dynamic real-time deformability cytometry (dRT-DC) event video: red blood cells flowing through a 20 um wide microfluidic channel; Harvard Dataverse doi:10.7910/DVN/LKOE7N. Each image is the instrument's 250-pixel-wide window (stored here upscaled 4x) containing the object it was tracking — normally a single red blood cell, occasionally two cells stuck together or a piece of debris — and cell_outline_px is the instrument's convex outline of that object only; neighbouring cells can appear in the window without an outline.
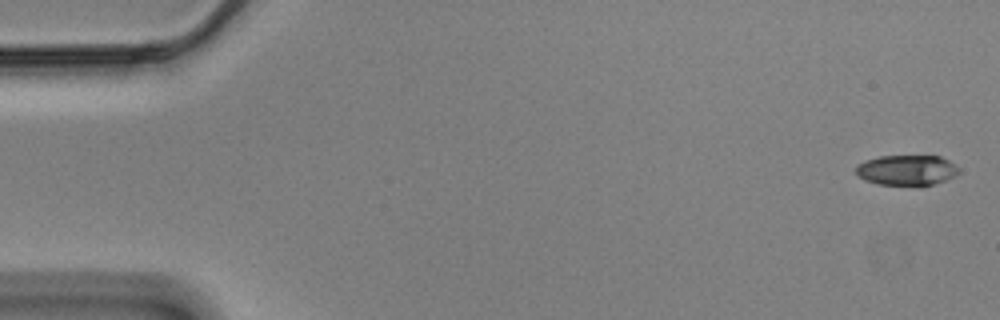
{"species": "Egyptian fruit bat (a non-hibernating species)", "species_latin": "Rousettus aegyptiacus", "temperature_condition": "cold", "stored_images_in_passage": 57, "camera_frame_rate_fps": 3000, "um_per_image_px": 0.085, "animal": {"sex": "male"}, "frame": {"image": 1, "passage_image": 1, "time_ms": 0.0, "image_size_px": [1000, 320], "cell_outline_px": [[960, 172], [956, 176], [920, 188], [880, 184], [864, 180], [856, 172], [856, 164], [880, 156], [940, 156], [948, 160]], "centroid_in_image_um": [77.07, 14.5], "position_along_channel_um": 7.9, "area_um2": 18.44}}
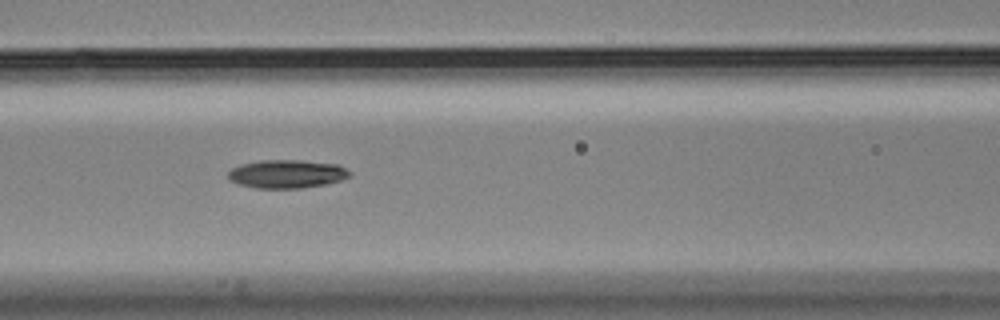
{"frame": {"image": 2, "passage_image": 24, "time_ms": 7.667, "image_size_px": [1000, 320], "cell_outline_px": [[352, 176], [328, 184], [300, 188], [256, 188], [240, 184], [228, 180], [228, 172], [232, 168], [240, 164], [260, 160], [300, 160], [336, 164], [352, 172]], "centroid_in_image_um": [24.38, 14.78], "position_along_channel_um": 142.2, "area_um2": 20.17}}
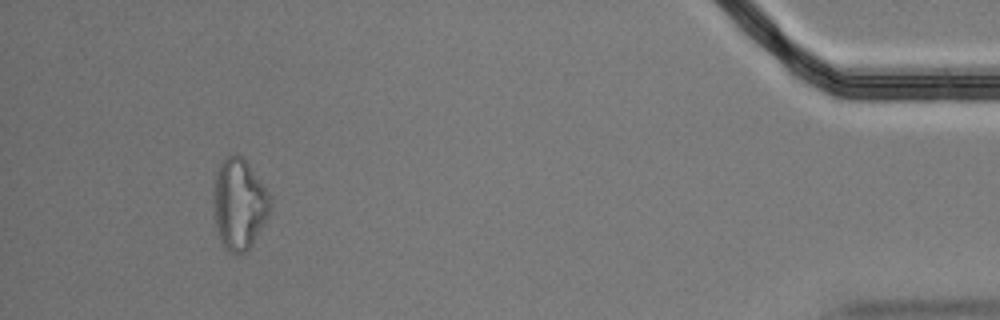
{"frame": {"image": 3, "passage_image": 53, "time_ms": 17.333, "image_size_px": [1000, 320], "cell_outline_px": [[272, 208], [268, 216], [248, 252], [228, 252], [220, 240], [216, 228], [212, 208], [212, 196], [216, 168], [224, 156], [232, 152], [236, 152], [248, 164], [268, 192], [272, 200]], "centroid_in_image_um": [20.29, 17.31], "position_along_channel_um": 414.9, "area_um2": 30.63}, "authors_computed_cell_mechanics": {"area_um2": 19.7676, "velocity_mm_per_s": 3.4987, "shape_relaxation_time_tau1_ms": 10.6238, "shape_relaxation_time_tau2_ms": null, "deformation_change_tau1": 0.2254, "deformation_change_tau2": null}}